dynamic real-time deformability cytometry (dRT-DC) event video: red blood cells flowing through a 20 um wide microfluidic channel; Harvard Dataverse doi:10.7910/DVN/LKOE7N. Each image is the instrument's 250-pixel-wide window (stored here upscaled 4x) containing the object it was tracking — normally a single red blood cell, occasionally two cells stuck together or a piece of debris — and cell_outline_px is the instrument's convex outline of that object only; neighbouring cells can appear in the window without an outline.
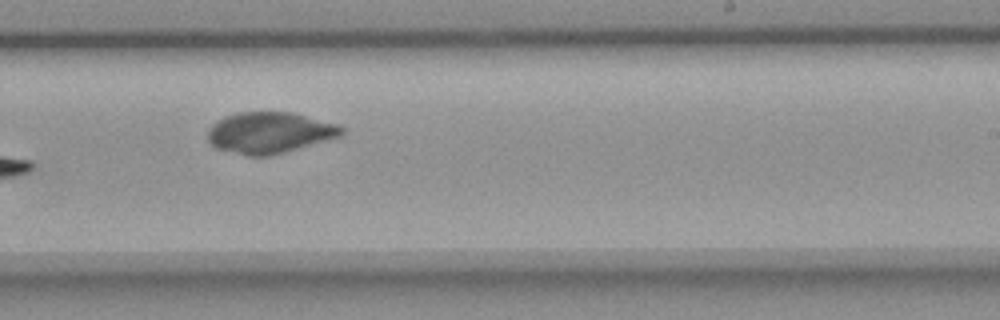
{"species": "common noctule bat (a hibernating species)", "species_latin": "Nyctalus noctula", "temperature_condition": "room temperature", "stored_images_in_passage": 9, "camera_frame_rate_fps": 3000, "um_per_image_px": 0.085, "animal": {"sex": "female", "body_mass_g": 18.4}, "frame": {"image": 1, "passage_image": 9, "time_ms": 9.667, "image_size_px": [1000, 320], "cell_outline_px": [[344, 136], [284, 152], [268, 156], [248, 156], [216, 148], [208, 140], [208, 128], [216, 120], [224, 116], [240, 112], [292, 112], [340, 124], [344, 128]], "centroid_in_image_um": [22.95, 11.27], "position_along_channel_um": 266.0, "area_um2": 32.43}}